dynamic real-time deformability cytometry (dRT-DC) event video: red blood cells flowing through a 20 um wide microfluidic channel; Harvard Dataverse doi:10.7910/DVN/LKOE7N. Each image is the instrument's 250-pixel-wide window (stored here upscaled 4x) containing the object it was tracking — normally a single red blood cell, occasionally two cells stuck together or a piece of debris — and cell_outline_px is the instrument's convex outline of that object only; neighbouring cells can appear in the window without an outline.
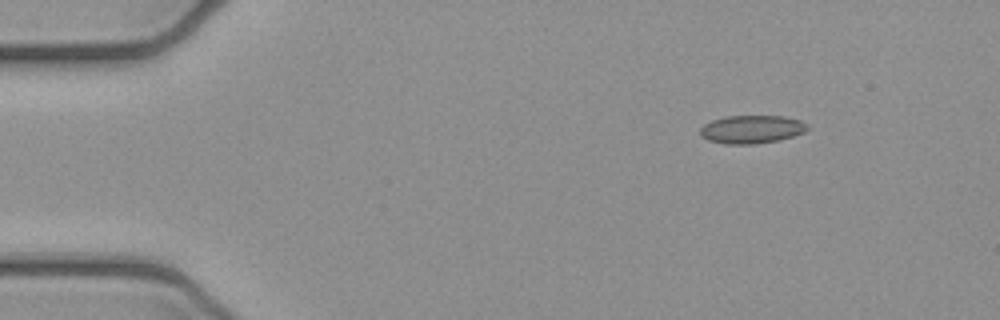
{"species": "common noctule bat (a hibernating species)", "species_latin": "Nyctalus noctula", "temperature_condition": "cold", "stored_images_in_passage": 3, "camera_frame_rate_fps": 3000, "um_per_image_px": 0.085, "animal": {"sex": "female", "body_mass_g": 21.9}, "frame": {"image": 1, "passage_image": 1, "time_ms": 0.0, "image_size_px": [1000, 320], "cell_outline_px": [[808, 128], [804, 132], [792, 136], [776, 140], [752, 144], [724, 144], [708, 140], [700, 136], [700, 128], [704, 124], [712, 120], [724, 116], [784, 116], [800, 120], [808, 124]], "centroid_in_image_um": [63.86, 10.98], "position_along_channel_um": 21.1, "area_um2": 17.57}}